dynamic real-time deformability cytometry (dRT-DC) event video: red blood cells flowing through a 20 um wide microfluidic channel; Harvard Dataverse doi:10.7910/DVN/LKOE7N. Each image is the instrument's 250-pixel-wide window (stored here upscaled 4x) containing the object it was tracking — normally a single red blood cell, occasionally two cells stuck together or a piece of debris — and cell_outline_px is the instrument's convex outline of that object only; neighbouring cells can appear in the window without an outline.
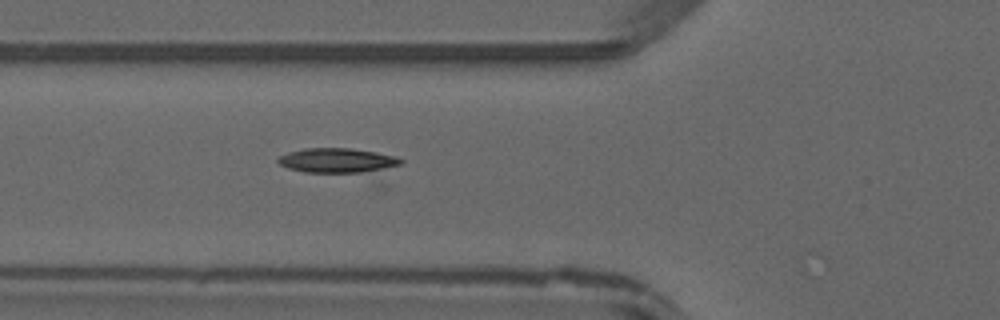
{"species": "common noctule bat (a hibernating species)", "species_latin": "Nyctalus noctula", "temperature_condition": "warm", "stored_images_in_passage": 26, "camera_frame_rate_fps": 3000, "um_per_image_px": 0.085, "animal": {"sex": "male", "forearm_length_mm": 52.5}, "frame": {"image": 1, "passage_image": 22, "time_ms": 7.0, "image_size_px": [1000, 320], "cell_outline_px": [[404, 160], [400, 164], [376, 172], [304, 172], [288, 168], [280, 164], [276, 160], [280, 156], [288, 152], [304, 148], [352, 148], [376, 152], [396, 156]], "centroid_in_image_um": [28.69, 13.63], "position_along_channel_um": 97.1, "area_um2": 17.69}}